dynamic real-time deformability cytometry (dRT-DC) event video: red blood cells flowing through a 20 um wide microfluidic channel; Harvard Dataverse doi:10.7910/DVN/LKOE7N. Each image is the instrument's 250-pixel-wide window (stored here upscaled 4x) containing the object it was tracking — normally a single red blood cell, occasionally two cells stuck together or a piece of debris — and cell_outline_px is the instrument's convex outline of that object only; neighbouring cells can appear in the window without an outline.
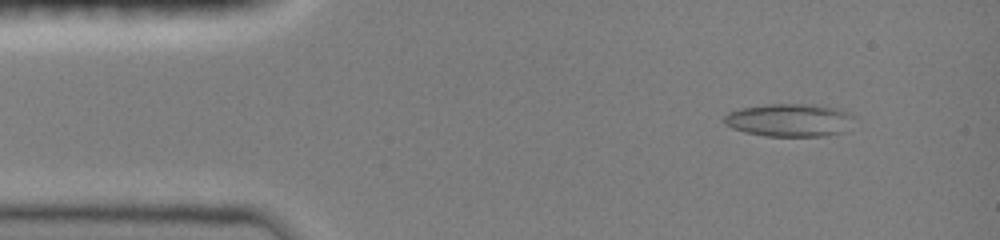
{"species": "common noctule bat (a hibernating species)", "species_latin": "Nyctalus noctula", "temperature_condition": "room temperature", "stored_images_in_passage": 17, "camera_frame_rate_fps": 3000, "um_per_image_px": 0.085, "animal": {"sex": "female", "body_mass_g": 19.0, "forearm_length_mm": 51.5}, "frame": {"image": 1, "passage_image": 9, "time_ms": 1.333, "image_size_px": [1000, 240], "cell_outline_px": [[852, 116], [844, 132], [824, 136], [764, 136], [744, 132], [732, 128], [724, 120], [724, 116], [728, 112], [740, 108], [764, 104], [812, 104], [840, 108], [848, 112]], "centroid_in_image_um": [67.08, 10.2], "position_along_channel_um": 17.9, "area_um2": 24.91}}